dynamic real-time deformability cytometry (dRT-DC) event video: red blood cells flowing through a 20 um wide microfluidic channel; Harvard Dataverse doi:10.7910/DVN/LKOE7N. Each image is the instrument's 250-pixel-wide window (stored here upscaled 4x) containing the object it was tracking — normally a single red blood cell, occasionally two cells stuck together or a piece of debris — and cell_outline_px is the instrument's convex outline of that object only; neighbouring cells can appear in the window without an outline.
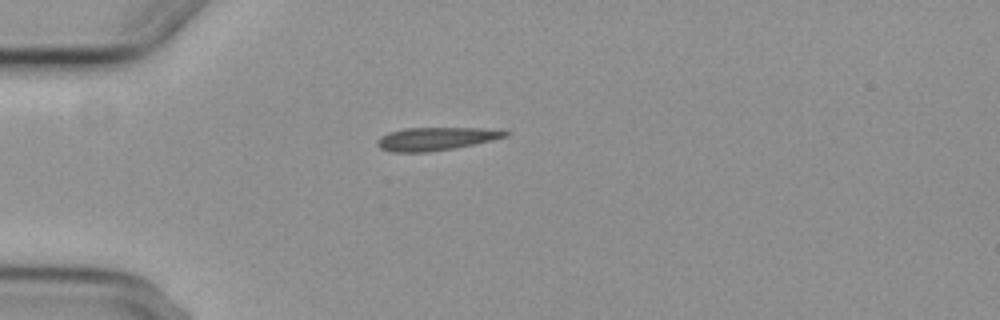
{"species": "common noctule bat (a hibernating species)", "species_latin": "Nyctalus noctula", "temperature_condition": "cold", "stored_images_in_passage": 3, "camera_frame_rate_fps": 3000, "um_per_image_px": 0.085, "animal": {"sex": "female", "body_mass_g": 29.2, "forearm_length_mm": 56.3}, "frame": {"image": 1, "passage_image": 1, "time_ms": 0.0, "image_size_px": [1000, 320], "cell_outline_px": [[512, 132], [508, 136], [476, 144], [428, 152], [392, 152], [380, 148], [376, 144], [376, 140], [380, 136], [388, 132], [404, 128], [484, 128]], "centroid_in_image_um": [37.03, 11.79], "position_along_channel_um": 48.0, "area_um2": 17.28}}
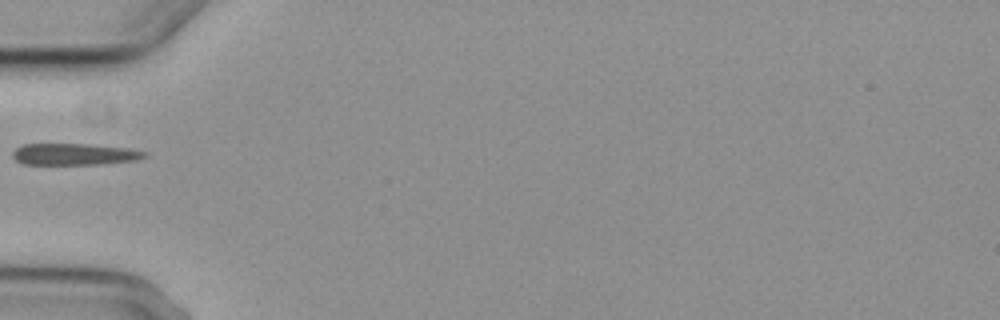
{"frame": {"image": 2, "passage_image": 2, "time_ms": 1.333, "image_size_px": [1000, 320], "cell_outline_px": [[148, 156], [136, 160], [96, 164], [20, 164], [12, 156], [12, 152], [16, 148], [24, 144], [92, 144], [132, 148], [148, 152]], "centroid_in_image_um": [6.35, 13.1], "position_along_channel_um": 78.6, "area_um2": 16.76}}
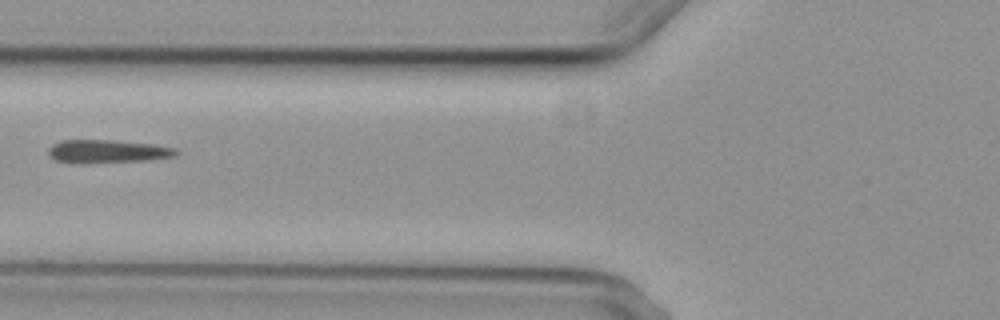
{"frame": {"image": 3, "passage_image": 3, "time_ms": 2.333, "image_size_px": [1000, 320], "cell_outline_px": [[180, 152], [176, 156], [148, 160], [56, 160], [48, 152], [48, 148], [52, 144], [60, 140], [112, 140], [156, 144], [176, 148]], "centroid_in_image_um": [9.26, 12.8], "position_along_channel_um": 116.5, "area_um2": 16.18}}